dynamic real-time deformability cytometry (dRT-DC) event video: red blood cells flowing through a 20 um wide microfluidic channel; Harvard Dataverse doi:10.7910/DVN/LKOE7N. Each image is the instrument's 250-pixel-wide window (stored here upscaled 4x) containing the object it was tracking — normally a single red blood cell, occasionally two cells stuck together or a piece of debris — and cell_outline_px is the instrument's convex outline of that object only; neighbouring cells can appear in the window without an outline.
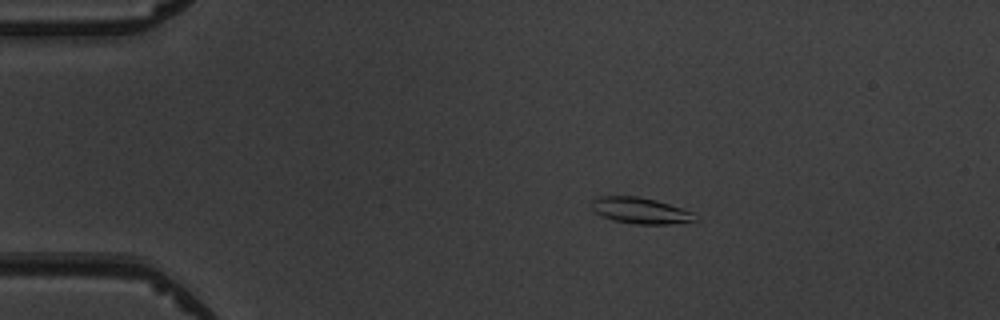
{"species": "common noctule bat (a hibernating species)", "species_latin": "Nyctalus noctula", "temperature_condition": "warm", "stored_images_in_passage": 3, "camera_frame_rate_fps": 3000, "um_per_image_px": 0.085, "animal": {"sex": "male", "body_mass_g": 19.5, "forearm_length_mm": 54.6}, "frame": {"image": 1, "passage_image": 2, "time_ms": 1.333, "image_size_px": [1000, 320], "cell_outline_px": [[700, 220], [668, 224], [636, 224], [612, 220], [596, 212], [592, 208], [592, 200], [596, 196], [636, 196], [656, 200], [692, 212]], "centroid_in_image_um": [54.43, 17.9], "position_along_channel_um": 30.6, "area_um2": 15.61}}